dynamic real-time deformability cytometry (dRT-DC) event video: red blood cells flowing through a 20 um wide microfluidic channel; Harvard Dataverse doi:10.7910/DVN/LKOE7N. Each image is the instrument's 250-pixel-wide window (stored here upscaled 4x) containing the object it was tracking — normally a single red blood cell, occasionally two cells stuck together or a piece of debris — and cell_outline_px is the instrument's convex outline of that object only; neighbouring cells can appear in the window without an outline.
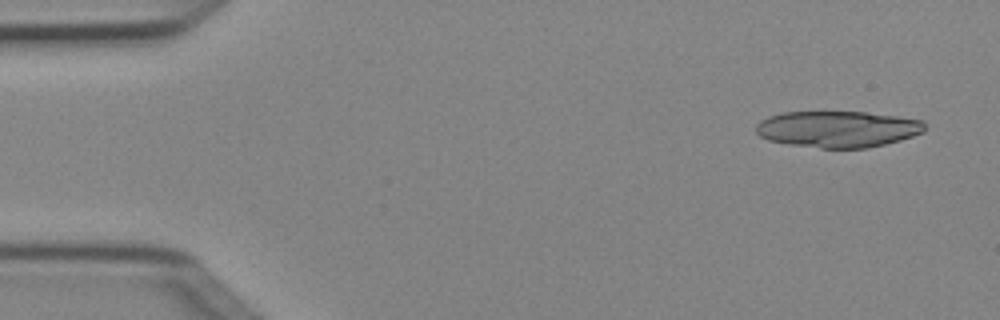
{"species": "Egyptian fruit bat (a non-hibernating species)", "species_latin": "Rousettus aegyptiacus", "temperature_condition": "cold", "stored_images_in_passage": 4, "camera_frame_rate_fps": 3000, "um_per_image_px": 0.085, "animal": {"sex": "female"}, "frame": {"image": 1, "passage_image": 1, "time_ms": 0.0, "image_size_px": [1000, 320], "cell_outline_px": [[924, 132], [900, 140], [868, 148], [820, 148], [788, 144], [768, 140], [760, 136], [756, 132], [756, 124], [760, 120], [768, 116], [784, 112], [864, 112], [896, 116], [924, 120]], "centroid_in_image_um": [71.19, 10.97], "position_along_channel_um": 13.8, "area_um2": 35.84}}